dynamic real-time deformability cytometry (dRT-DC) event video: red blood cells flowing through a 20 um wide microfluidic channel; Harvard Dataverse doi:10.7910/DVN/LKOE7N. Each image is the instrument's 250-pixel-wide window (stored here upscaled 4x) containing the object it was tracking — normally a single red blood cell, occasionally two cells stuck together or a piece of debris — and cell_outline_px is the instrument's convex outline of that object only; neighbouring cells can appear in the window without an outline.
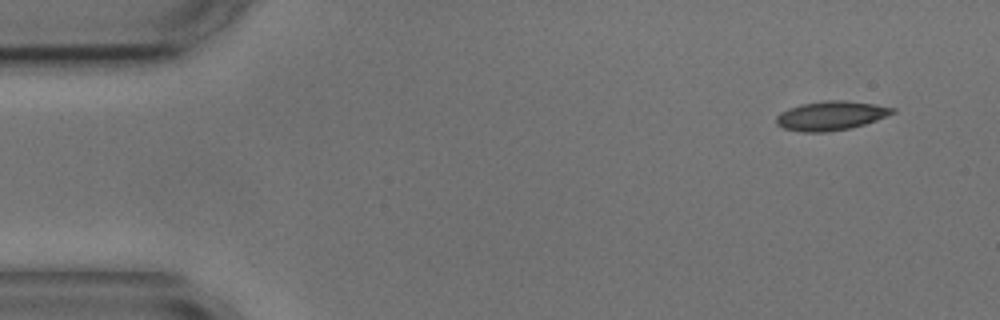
{"species": "common noctule bat (a hibernating species)", "species_latin": "Nyctalus noctula", "temperature_condition": "cold", "stored_images_in_passage": 4, "camera_frame_rate_fps": 3000, "um_per_image_px": 0.085, "animal": {"sex": "male", "body_mass_g": 17.9, "forearm_length_mm": 54.2}, "frame": {"image": 1, "passage_image": 1, "time_ms": 0.0, "image_size_px": [1000, 320], "cell_outline_px": [[896, 112], [876, 120], [864, 124], [848, 128], [824, 132], [804, 132], [784, 128], [776, 124], [776, 116], [780, 112], [788, 108], [800, 104], [824, 100], [844, 100], [872, 104], [896, 108]], "centroid_in_image_um": [70.6, 9.82], "position_along_channel_um": 14.4, "area_um2": 19.59}}
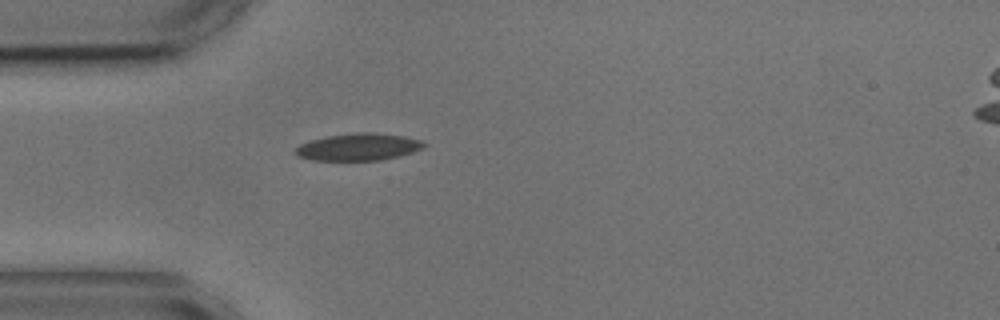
{"frame": {"image": 2, "passage_image": 4, "time_ms": 3.667, "image_size_px": [1000, 320], "cell_outline_px": [[428, 144], [424, 148], [412, 152], [380, 160], [312, 160], [296, 156], [292, 152], [300, 144], [312, 140], [328, 136], [360, 132], [372, 132], [404, 136], [420, 140]], "centroid_in_image_um": [30.45, 12.49], "position_along_channel_um": 54.5, "area_um2": 20.23}}